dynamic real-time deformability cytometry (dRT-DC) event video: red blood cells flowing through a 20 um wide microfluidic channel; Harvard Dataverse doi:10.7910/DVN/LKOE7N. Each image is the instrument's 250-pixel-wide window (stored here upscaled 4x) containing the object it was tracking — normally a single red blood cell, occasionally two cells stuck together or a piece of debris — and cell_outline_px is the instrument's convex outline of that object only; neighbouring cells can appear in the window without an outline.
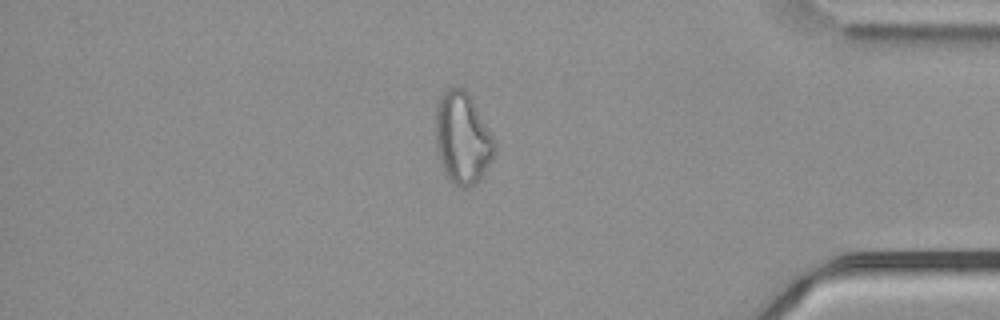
{"species": "common noctule bat (a hibernating species)", "species_latin": "Nyctalus noctula", "temperature_condition": "cold", "stored_images_in_passage": 55, "camera_frame_rate_fps": 3000, "um_per_image_px": 0.085, "animal": {"sex": "male", "body_mass_g": 21.5, "forearm_length_mm": 52.0}, "frame": {"image": 1, "passage_image": 47, "time_ms": 15.333, "image_size_px": [1000, 320], "cell_outline_px": [[496, 148], [492, 160], [480, 180], [464, 188], [460, 188], [448, 180], [444, 172], [436, 148], [436, 104], [444, 92], [448, 88], [464, 88], [468, 92], [496, 140]], "centroid_in_image_um": [39.32, 11.76], "position_along_channel_um": 395.9, "area_um2": 31.67}}